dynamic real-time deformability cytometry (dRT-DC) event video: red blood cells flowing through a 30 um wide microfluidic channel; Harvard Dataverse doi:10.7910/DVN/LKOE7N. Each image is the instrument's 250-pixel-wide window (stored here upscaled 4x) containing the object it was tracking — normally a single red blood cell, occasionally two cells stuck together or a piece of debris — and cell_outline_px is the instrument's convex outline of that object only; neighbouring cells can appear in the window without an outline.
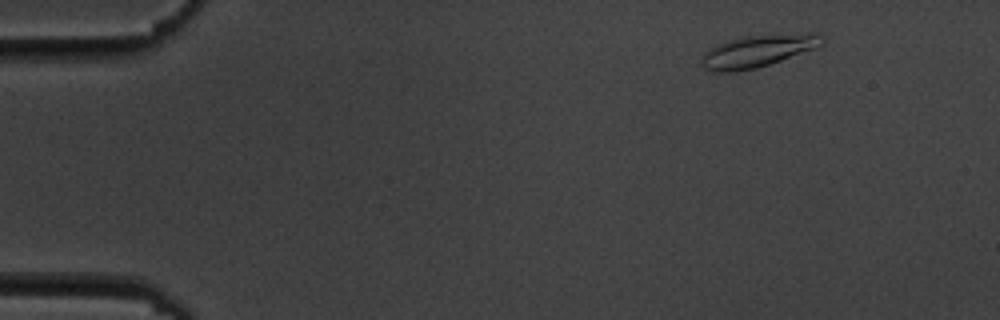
{"species": "common noctule bat (a hibernating species)", "species_latin": "Nyctalus noctula", "temperature_condition": "cold", "stored_images_in_passage": 4, "camera_frame_rate_fps": 3000, "um_per_image_px": 0.085, "animal": {"sex": "male", "body_mass_g": 19.5, "forearm_length_mm": 54.6}, "frame": {"image": 1, "passage_image": 2, "time_ms": 1.0, "image_size_px": [1000, 320], "cell_outline_px": [[824, 44], [780, 60], [756, 68], [732, 72], [712, 72], [704, 68], [700, 56], [708, 48], [716, 44], [740, 36], [808, 32], [816, 32], [824, 36]], "centroid_in_image_um": [64.38, 4.31], "position_along_channel_um": 20.6, "area_um2": 22.89}}